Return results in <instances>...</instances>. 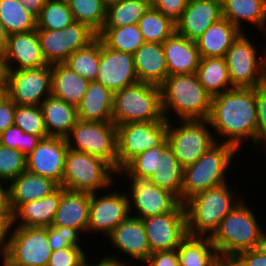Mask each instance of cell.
I'll use <instances>...</instances> for the list:
<instances>
[{
	"mask_svg": "<svg viewBox=\"0 0 266 266\" xmlns=\"http://www.w3.org/2000/svg\"><path fill=\"white\" fill-rule=\"evenodd\" d=\"M118 191L97 197L98 192L90 193L88 231H99L107 237L118 224L131 215L130 198Z\"/></svg>",
	"mask_w": 266,
	"mask_h": 266,
	"instance_id": "16",
	"label": "cell"
},
{
	"mask_svg": "<svg viewBox=\"0 0 266 266\" xmlns=\"http://www.w3.org/2000/svg\"><path fill=\"white\" fill-rule=\"evenodd\" d=\"M188 1L189 0H157L153 8L158 10L162 16L176 26L179 23V18L187 7Z\"/></svg>",
	"mask_w": 266,
	"mask_h": 266,
	"instance_id": "49",
	"label": "cell"
},
{
	"mask_svg": "<svg viewBox=\"0 0 266 266\" xmlns=\"http://www.w3.org/2000/svg\"><path fill=\"white\" fill-rule=\"evenodd\" d=\"M80 246H72L51 253L47 266H85L87 255Z\"/></svg>",
	"mask_w": 266,
	"mask_h": 266,
	"instance_id": "48",
	"label": "cell"
},
{
	"mask_svg": "<svg viewBox=\"0 0 266 266\" xmlns=\"http://www.w3.org/2000/svg\"><path fill=\"white\" fill-rule=\"evenodd\" d=\"M176 250L181 266H226L210 237L188 235Z\"/></svg>",
	"mask_w": 266,
	"mask_h": 266,
	"instance_id": "32",
	"label": "cell"
},
{
	"mask_svg": "<svg viewBox=\"0 0 266 266\" xmlns=\"http://www.w3.org/2000/svg\"><path fill=\"white\" fill-rule=\"evenodd\" d=\"M7 68L5 65L4 52H0V88H5Z\"/></svg>",
	"mask_w": 266,
	"mask_h": 266,
	"instance_id": "57",
	"label": "cell"
},
{
	"mask_svg": "<svg viewBox=\"0 0 266 266\" xmlns=\"http://www.w3.org/2000/svg\"><path fill=\"white\" fill-rule=\"evenodd\" d=\"M223 17L242 30V20L262 30L266 26V0H221Z\"/></svg>",
	"mask_w": 266,
	"mask_h": 266,
	"instance_id": "34",
	"label": "cell"
},
{
	"mask_svg": "<svg viewBox=\"0 0 266 266\" xmlns=\"http://www.w3.org/2000/svg\"><path fill=\"white\" fill-rule=\"evenodd\" d=\"M107 237L115 248L120 249V252L126 253L134 260L142 261L143 264L151 254L143 221L137 217L130 215Z\"/></svg>",
	"mask_w": 266,
	"mask_h": 266,
	"instance_id": "23",
	"label": "cell"
},
{
	"mask_svg": "<svg viewBox=\"0 0 266 266\" xmlns=\"http://www.w3.org/2000/svg\"><path fill=\"white\" fill-rule=\"evenodd\" d=\"M113 93L139 82L134 55L108 48L100 40V62L96 80Z\"/></svg>",
	"mask_w": 266,
	"mask_h": 266,
	"instance_id": "18",
	"label": "cell"
},
{
	"mask_svg": "<svg viewBox=\"0 0 266 266\" xmlns=\"http://www.w3.org/2000/svg\"><path fill=\"white\" fill-rule=\"evenodd\" d=\"M26 171V155L0 145V181L10 182Z\"/></svg>",
	"mask_w": 266,
	"mask_h": 266,
	"instance_id": "45",
	"label": "cell"
},
{
	"mask_svg": "<svg viewBox=\"0 0 266 266\" xmlns=\"http://www.w3.org/2000/svg\"><path fill=\"white\" fill-rule=\"evenodd\" d=\"M149 180L157 187L174 194L181 203L183 167L169 144L161 150L157 171L150 176Z\"/></svg>",
	"mask_w": 266,
	"mask_h": 266,
	"instance_id": "35",
	"label": "cell"
},
{
	"mask_svg": "<svg viewBox=\"0 0 266 266\" xmlns=\"http://www.w3.org/2000/svg\"><path fill=\"white\" fill-rule=\"evenodd\" d=\"M51 64L31 69L7 70L4 93L16 104L40 106L51 95Z\"/></svg>",
	"mask_w": 266,
	"mask_h": 266,
	"instance_id": "13",
	"label": "cell"
},
{
	"mask_svg": "<svg viewBox=\"0 0 266 266\" xmlns=\"http://www.w3.org/2000/svg\"><path fill=\"white\" fill-rule=\"evenodd\" d=\"M4 58L7 70L40 68L49 65L43 57L37 29L9 35ZM12 62L17 66L14 67Z\"/></svg>",
	"mask_w": 266,
	"mask_h": 266,
	"instance_id": "20",
	"label": "cell"
},
{
	"mask_svg": "<svg viewBox=\"0 0 266 266\" xmlns=\"http://www.w3.org/2000/svg\"><path fill=\"white\" fill-rule=\"evenodd\" d=\"M196 75L211 97L233 88L224 57H201Z\"/></svg>",
	"mask_w": 266,
	"mask_h": 266,
	"instance_id": "33",
	"label": "cell"
},
{
	"mask_svg": "<svg viewBox=\"0 0 266 266\" xmlns=\"http://www.w3.org/2000/svg\"><path fill=\"white\" fill-rule=\"evenodd\" d=\"M75 22L88 25L97 34L101 31L105 18L106 7L100 0H66Z\"/></svg>",
	"mask_w": 266,
	"mask_h": 266,
	"instance_id": "42",
	"label": "cell"
},
{
	"mask_svg": "<svg viewBox=\"0 0 266 266\" xmlns=\"http://www.w3.org/2000/svg\"><path fill=\"white\" fill-rule=\"evenodd\" d=\"M5 88H0V95L4 92Z\"/></svg>",
	"mask_w": 266,
	"mask_h": 266,
	"instance_id": "64",
	"label": "cell"
},
{
	"mask_svg": "<svg viewBox=\"0 0 266 266\" xmlns=\"http://www.w3.org/2000/svg\"><path fill=\"white\" fill-rule=\"evenodd\" d=\"M0 21L9 35L37 29L36 18L18 0H0Z\"/></svg>",
	"mask_w": 266,
	"mask_h": 266,
	"instance_id": "37",
	"label": "cell"
},
{
	"mask_svg": "<svg viewBox=\"0 0 266 266\" xmlns=\"http://www.w3.org/2000/svg\"><path fill=\"white\" fill-rule=\"evenodd\" d=\"M100 62V39L97 37L88 46L73 52L64 62L86 80L95 81Z\"/></svg>",
	"mask_w": 266,
	"mask_h": 266,
	"instance_id": "38",
	"label": "cell"
},
{
	"mask_svg": "<svg viewBox=\"0 0 266 266\" xmlns=\"http://www.w3.org/2000/svg\"><path fill=\"white\" fill-rule=\"evenodd\" d=\"M24 5L26 11L36 19L47 0H18Z\"/></svg>",
	"mask_w": 266,
	"mask_h": 266,
	"instance_id": "55",
	"label": "cell"
},
{
	"mask_svg": "<svg viewBox=\"0 0 266 266\" xmlns=\"http://www.w3.org/2000/svg\"><path fill=\"white\" fill-rule=\"evenodd\" d=\"M168 144L167 138L158 146L131 159L117 174L130 178L149 179L157 171L161 150Z\"/></svg>",
	"mask_w": 266,
	"mask_h": 266,
	"instance_id": "43",
	"label": "cell"
},
{
	"mask_svg": "<svg viewBox=\"0 0 266 266\" xmlns=\"http://www.w3.org/2000/svg\"><path fill=\"white\" fill-rule=\"evenodd\" d=\"M90 193L70 191L61 187V198L51 226H62L87 232Z\"/></svg>",
	"mask_w": 266,
	"mask_h": 266,
	"instance_id": "25",
	"label": "cell"
},
{
	"mask_svg": "<svg viewBox=\"0 0 266 266\" xmlns=\"http://www.w3.org/2000/svg\"><path fill=\"white\" fill-rule=\"evenodd\" d=\"M160 90L162 112L167 121L171 120L167 114L171 110L180 119H208L212 97L200 84L196 73L167 76Z\"/></svg>",
	"mask_w": 266,
	"mask_h": 266,
	"instance_id": "2",
	"label": "cell"
},
{
	"mask_svg": "<svg viewBox=\"0 0 266 266\" xmlns=\"http://www.w3.org/2000/svg\"><path fill=\"white\" fill-rule=\"evenodd\" d=\"M221 18H223L221 0H189L176 25V32L195 41L210 25Z\"/></svg>",
	"mask_w": 266,
	"mask_h": 266,
	"instance_id": "21",
	"label": "cell"
},
{
	"mask_svg": "<svg viewBox=\"0 0 266 266\" xmlns=\"http://www.w3.org/2000/svg\"><path fill=\"white\" fill-rule=\"evenodd\" d=\"M51 71V95L77 107L90 81L78 75L65 63L51 64Z\"/></svg>",
	"mask_w": 266,
	"mask_h": 266,
	"instance_id": "31",
	"label": "cell"
},
{
	"mask_svg": "<svg viewBox=\"0 0 266 266\" xmlns=\"http://www.w3.org/2000/svg\"><path fill=\"white\" fill-rule=\"evenodd\" d=\"M112 173L118 172L105 160L68 149L60 186L70 191L96 193L111 188Z\"/></svg>",
	"mask_w": 266,
	"mask_h": 266,
	"instance_id": "7",
	"label": "cell"
},
{
	"mask_svg": "<svg viewBox=\"0 0 266 266\" xmlns=\"http://www.w3.org/2000/svg\"><path fill=\"white\" fill-rule=\"evenodd\" d=\"M167 138V120L130 122L117 126L118 172L134 157Z\"/></svg>",
	"mask_w": 266,
	"mask_h": 266,
	"instance_id": "11",
	"label": "cell"
},
{
	"mask_svg": "<svg viewBox=\"0 0 266 266\" xmlns=\"http://www.w3.org/2000/svg\"><path fill=\"white\" fill-rule=\"evenodd\" d=\"M36 20L37 30H59L75 22L66 0H47Z\"/></svg>",
	"mask_w": 266,
	"mask_h": 266,
	"instance_id": "41",
	"label": "cell"
},
{
	"mask_svg": "<svg viewBox=\"0 0 266 266\" xmlns=\"http://www.w3.org/2000/svg\"><path fill=\"white\" fill-rule=\"evenodd\" d=\"M257 103V145L266 142V82L256 87Z\"/></svg>",
	"mask_w": 266,
	"mask_h": 266,
	"instance_id": "50",
	"label": "cell"
},
{
	"mask_svg": "<svg viewBox=\"0 0 266 266\" xmlns=\"http://www.w3.org/2000/svg\"><path fill=\"white\" fill-rule=\"evenodd\" d=\"M37 34L48 64L64 63L73 52L88 46L98 37L88 25L79 22L59 30H37Z\"/></svg>",
	"mask_w": 266,
	"mask_h": 266,
	"instance_id": "14",
	"label": "cell"
},
{
	"mask_svg": "<svg viewBox=\"0 0 266 266\" xmlns=\"http://www.w3.org/2000/svg\"><path fill=\"white\" fill-rule=\"evenodd\" d=\"M170 122L167 121L168 144L183 168L194 164L217 141L207 127L208 119H181L182 125L176 128Z\"/></svg>",
	"mask_w": 266,
	"mask_h": 266,
	"instance_id": "9",
	"label": "cell"
},
{
	"mask_svg": "<svg viewBox=\"0 0 266 266\" xmlns=\"http://www.w3.org/2000/svg\"><path fill=\"white\" fill-rule=\"evenodd\" d=\"M148 6L138 0H119L106 8V18L103 27H122L138 24Z\"/></svg>",
	"mask_w": 266,
	"mask_h": 266,
	"instance_id": "39",
	"label": "cell"
},
{
	"mask_svg": "<svg viewBox=\"0 0 266 266\" xmlns=\"http://www.w3.org/2000/svg\"><path fill=\"white\" fill-rule=\"evenodd\" d=\"M145 3L148 7H154L157 0H138Z\"/></svg>",
	"mask_w": 266,
	"mask_h": 266,
	"instance_id": "62",
	"label": "cell"
},
{
	"mask_svg": "<svg viewBox=\"0 0 266 266\" xmlns=\"http://www.w3.org/2000/svg\"><path fill=\"white\" fill-rule=\"evenodd\" d=\"M4 182L0 181V210H10L7 207V193L6 188L3 186Z\"/></svg>",
	"mask_w": 266,
	"mask_h": 266,
	"instance_id": "59",
	"label": "cell"
},
{
	"mask_svg": "<svg viewBox=\"0 0 266 266\" xmlns=\"http://www.w3.org/2000/svg\"><path fill=\"white\" fill-rule=\"evenodd\" d=\"M216 141L194 163L183 168L181 203L198 193L226 183V171L231 168L232 158L237 150L229 145Z\"/></svg>",
	"mask_w": 266,
	"mask_h": 266,
	"instance_id": "5",
	"label": "cell"
},
{
	"mask_svg": "<svg viewBox=\"0 0 266 266\" xmlns=\"http://www.w3.org/2000/svg\"><path fill=\"white\" fill-rule=\"evenodd\" d=\"M65 139L69 149L97 156L118 172L117 126L112 121L78 120Z\"/></svg>",
	"mask_w": 266,
	"mask_h": 266,
	"instance_id": "8",
	"label": "cell"
},
{
	"mask_svg": "<svg viewBox=\"0 0 266 266\" xmlns=\"http://www.w3.org/2000/svg\"><path fill=\"white\" fill-rule=\"evenodd\" d=\"M97 36L108 48L130 54H134L145 43L138 24L102 27Z\"/></svg>",
	"mask_w": 266,
	"mask_h": 266,
	"instance_id": "36",
	"label": "cell"
},
{
	"mask_svg": "<svg viewBox=\"0 0 266 266\" xmlns=\"http://www.w3.org/2000/svg\"><path fill=\"white\" fill-rule=\"evenodd\" d=\"M12 214L10 210H0V255H5L9 239L7 236L12 228ZM7 240V241H6Z\"/></svg>",
	"mask_w": 266,
	"mask_h": 266,
	"instance_id": "54",
	"label": "cell"
},
{
	"mask_svg": "<svg viewBox=\"0 0 266 266\" xmlns=\"http://www.w3.org/2000/svg\"><path fill=\"white\" fill-rule=\"evenodd\" d=\"M147 266H181L178 263L177 250L158 251L151 253L145 265Z\"/></svg>",
	"mask_w": 266,
	"mask_h": 266,
	"instance_id": "53",
	"label": "cell"
},
{
	"mask_svg": "<svg viewBox=\"0 0 266 266\" xmlns=\"http://www.w3.org/2000/svg\"><path fill=\"white\" fill-rule=\"evenodd\" d=\"M162 47L168 76L196 73L201 57L195 41L175 31L162 43Z\"/></svg>",
	"mask_w": 266,
	"mask_h": 266,
	"instance_id": "24",
	"label": "cell"
},
{
	"mask_svg": "<svg viewBox=\"0 0 266 266\" xmlns=\"http://www.w3.org/2000/svg\"><path fill=\"white\" fill-rule=\"evenodd\" d=\"M8 36L9 34L6 32L3 23L0 21V52H4L7 45Z\"/></svg>",
	"mask_w": 266,
	"mask_h": 266,
	"instance_id": "58",
	"label": "cell"
},
{
	"mask_svg": "<svg viewBox=\"0 0 266 266\" xmlns=\"http://www.w3.org/2000/svg\"><path fill=\"white\" fill-rule=\"evenodd\" d=\"M208 121L237 151L248 138L257 145L256 88H232L212 97Z\"/></svg>",
	"mask_w": 266,
	"mask_h": 266,
	"instance_id": "1",
	"label": "cell"
},
{
	"mask_svg": "<svg viewBox=\"0 0 266 266\" xmlns=\"http://www.w3.org/2000/svg\"><path fill=\"white\" fill-rule=\"evenodd\" d=\"M138 26L144 41L151 43L162 44L176 31V26L153 7L144 13Z\"/></svg>",
	"mask_w": 266,
	"mask_h": 266,
	"instance_id": "40",
	"label": "cell"
},
{
	"mask_svg": "<svg viewBox=\"0 0 266 266\" xmlns=\"http://www.w3.org/2000/svg\"><path fill=\"white\" fill-rule=\"evenodd\" d=\"M130 205H134L136 212L131 216L143 219L150 216L171 212L179 203V199L171 192L159 188L149 179L131 178ZM132 202V204H131Z\"/></svg>",
	"mask_w": 266,
	"mask_h": 266,
	"instance_id": "19",
	"label": "cell"
},
{
	"mask_svg": "<svg viewBox=\"0 0 266 266\" xmlns=\"http://www.w3.org/2000/svg\"><path fill=\"white\" fill-rule=\"evenodd\" d=\"M164 119L160 86L137 82L113 93L112 122H151Z\"/></svg>",
	"mask_w": 266,
	"mask_h": 266,
	"instance_id": "6",
	"label": "cell"
},
{
	"mask_svg": "<svg viewBox=\"0 0 266 266\" xmlns=\"http://www.w3.org/2000/svg\"><path fill=\"white\" fill-rule=\"evenodd\" d=\"M13 120L14 125L24 133L40 136L42 139L48 137L40 106L16 105Z\"/></svg>",
	"mask_w": 266,
	"mask_h": 266,
	"instance_id": "44",
	"label": "cell"
},
{
	"mask_svg": "<svg viewBox=\"0 0 266 266\" xmlns=\"http://www.w3.org/2000/svg\"><path fill=\"white\" fill-rule=\"evenodd\" d=\"M227 183L196 194L184 203L187 232L190 236L211 237L222 219L242 200L235 201L236 193Z\"/></svg>",
	"mask_w": 266,
	"mask_h": 266,
	"instance_id": "3",
	"label": "cell"
},
{
	"mask_svg": "<svg viewBox=\"0 0 266 266\" xmlns=\"http://www.w3.org/2000/svg\"><path fill=\"white\" fill-rule=\"evenodd\" d=\"M41 139L40 136L24 133L18 126L12 125L0 134V145L17 149L27 156Z\"/></svg>",
	"mask_w": 266,
	"mask_h": 266,
	"instance_id": "46",
	"label": "cell"
},
{
	"mask_svg": "<svg viewBox=\"0 0 266 266\" xmlns=\"http://www.w3.org/2000/svg\"><path fill=\"white\" fill-rule=\"evenodd\" d=\"M113 92L97 81H91L80 104L78 118L82 121L111 122Z\"/></svg>",
	"mask_w": 266,
	"mask_h": 266,
	"instance_id": "30",
	"label": "cell"
},
{
	"mask_svg": "<svg viewBox=\"0 0 266 266\" xmlns=\"http://www.w3.org/2000/svg\"><path fill=\"white\" fill-rule=\"evenodd\" d=\"M256 250L266 256V232L262 230Z\"/></svg>",
	"mask_w": 266,
	"mask_h": 266,
	"instance_id": "60",
	"label": "cell"
},
{
	"mask_svg": "<svg viewBox=\"0 0 266 266\" xmlns=\"http://www.w3.org/2000/svg\"><path fill=\"white\" fill-rule=\"evenodd\" d=\"M79 232L76 229H71L62 226L47 227V239L51 251H57L72 246H79Z\"/></svg>",
	"mask_w": 266,
	"mask_h": 266,
	"instance_id": "47",
	"label": "cell"
},
{
	"mask_svg": "<svg viewBox=\"0 0 266 266\" xmlns=\"http://www.w3.org/2000/svg\"><path fill=\"white\" fill-rule=\"evenodd\" d=\"M256 218L241 201L222 219L210 239L225 264L240 252L256 249L262 232Z\"/></svg>",
	"mask_w": 266,
	"mask_h": 266,
	"instance_id": "4",
	"label": "cell"
},
{
	"mask_svg": "<svg viewBox=\"0 0 266 266\" xmlns=\"http://www.w3.org/2000/svg\"><path fill=\"white\" fill-rule=\"evenodd\" d=\"M264 57H265L264 82H266V56Z\"/></svg>",
	"mask_w": 266,
	"mask_h": 266,
	"instance_id": "63",
	"label": "cell"
},
{
	"mask_svg": "<svg viewBox=\"0 0 266 266\" xmlns=\"http://www.w3.org/2000/svg\"><path fill=\"white\" fill-rule=\"evenodd\" d=\"M66 139L46 137L26 156V170L32 174L62 183L65 160L68 152Z\"/></svg>",
	"mask_w": 266,
	"mask_h": 266,
	"instance_id": "17",
	"label": "cell"
},
{
	"mask_svg": "<svg viewBox=\"0 0 266 266\" xmlns=\"http://www.w3.org/2000/svg\"><path fill=\"white\" fill-rule=\"evenodd\" d=\"M242 32L229 20L221 18L195 40L200 57H224Z\"/></svg>",
	"mask_w": 266,
	"mask_h": 266,
	"instance_id": "28",
	"label": "cell"
},
{
	"mask_svg": "<svg viewBox=\"0 0 266 266\" xmlns=\"http://www.w3.org/2000/svg\"><path fill=\"white\" fill-rule=\"evenodd\" d=\"M48 137L66 138L78 122L77 107L52 95L40 105Z\"/></svg>",
	"mask_w": 266,
	"mask_h": 266,
	"instance_id": "29",
	"label": "cell"
},
{
	"mask_svg": "<svg viewBox=\"0 0 266 266\" xmlns=\"http://www.w3.org/2000/svg\"><path fill=\"white\" fill-rule=\"evenodd\" d=\"M226 266H266V256L256 249L238 253Z\"/></svg>",
	"mask_w": 266,
	"mask_h": 266,
	"instance_id": "51",
	"label": "cell"
},
{
	"mask_svg": "<svg viewBox=\"0 0 266 266\" xmlns=\"http://www.w3.org/2000/svg\"><path fill=\"white\" fill-rule=\"evenodd\" d=\"M89 266H129L127 263L122 262L116 257L106 256L102 260H100L97 264L89 265Z\"/></svg>",
	"mask_w": 266,
	"mask_h": 266,
	"instance_id": "56",
	"label": "cell"
},
{
	"mask_svg": "<svg viewBox=\"0 0 266 266\" xmlns=\"http://www.w3.org/2000/svg\"><path fill=\"white\" fill-rule=\"evenodd\" d=\"M61 198V186L53 193L39 200L22 204L12 214V225L20 218L17 227H41L46 228L52 225L56 210Z\"/></svg>",
	"mask_w": 266,
	"mask_h": 266,
	"instance_id": "27",
	"label": "cell"
},
{
	"mask_svg": "<svg viewBox=\"0 0 266 266\" xmlns=\"http://www.w3.org/2000/svg\"><path fill=\"white\" fill-rule=\"evenodd\" d=\"M16 104L3 92L0 95V134L14 125Z\"/></svg>",
	"mask_w": 266,
	"mask_h": 266,
	"instance_id": "52",
	"label": "cell"
},
{
	"mask_svg": "<svg viewBox=\"0 0 266 266\" xmlns=\"http://www.w3.org/2000/svg\"><path fill=\"white\" fill-rule=\"evenodd\" d=\"M257 53L243 32L228 49L224 58L233 88H256L264 82L265 57Z\"/></svg>",
	"mask_w": 266,
	"mask_h": 266,
	"instance_id": "12",
	"label": "cell"
},
{
	"mask_svg": "<svg viewBox=\"0 0 266 266\" xmlns=\"http://www.w3.org/2000/svg\"><path fill=\"white\" fill-rule=\"evenodd\" d=\"M133 55L139 82L160 86L168 76L162 44L145 42Z\"/></svg>",
	"mask_w": 266,
	"mask_h": 266,
	"instance_id": "26",
	"label": "cell"
},
{
	"mask_svg": "<svg viewBox=\"0 0 266 266\" xmlns=\"http://www.w3.org/2000/svg\"><path fill=\"white\" fill-rule=\"evenodd\" d=\"M100 1L107 8L111 5L116 4L119 0H100Z\"/></svg>",
	"mask_w": 266,
	"mask_h": 266,
	"instance_id": "61",
	"label": "cell"
},
{
	"mask_svg": "<svg viewBox=\"0 0 266 266\" xmlns=\"http://www.w3.org/2000/svg\"><path fill=\"white\" fill-rule=\"evenodd\" d=\"M51 253L47 227H16L9 236L2 266H47Z\"/></svg>",
	"mask_w": 266,
	"mask_h": 266,
	"instance_id": "10",
	"label": "cell"
},
{
	"mask_svg": "<svg viewBox=\"0 0 266 266\" xmlns=\"http://www.w3.org/2000/svg\"><path fill=\"white\" fill-rule=\"evenodd\" d=\"M151 253L176 250L188 236L184 204L179 203L171 212L142 219Z\"/></svg>",
	"mask_w": 266,
	"mask_h": 266,
	"instance_id": "15",
	"label": "cell"
},
{
	"mask_svg": "<svg viewBox=\"0 0 266 266\" xmlns=\"http://www.w3.org/2000/svg\"><path fill=\"white\" fill-rule=\"evenodd\" d=\"M6 188L7 207L13 214L22 204L39 200L53 193L59 185L52 179L27 170L10 181Z\"/></svg>",
	"mask_w": 266,
	"mask_h": 266,
	"instance_id": "22",
	"label": "cell"
}]
</instances>
